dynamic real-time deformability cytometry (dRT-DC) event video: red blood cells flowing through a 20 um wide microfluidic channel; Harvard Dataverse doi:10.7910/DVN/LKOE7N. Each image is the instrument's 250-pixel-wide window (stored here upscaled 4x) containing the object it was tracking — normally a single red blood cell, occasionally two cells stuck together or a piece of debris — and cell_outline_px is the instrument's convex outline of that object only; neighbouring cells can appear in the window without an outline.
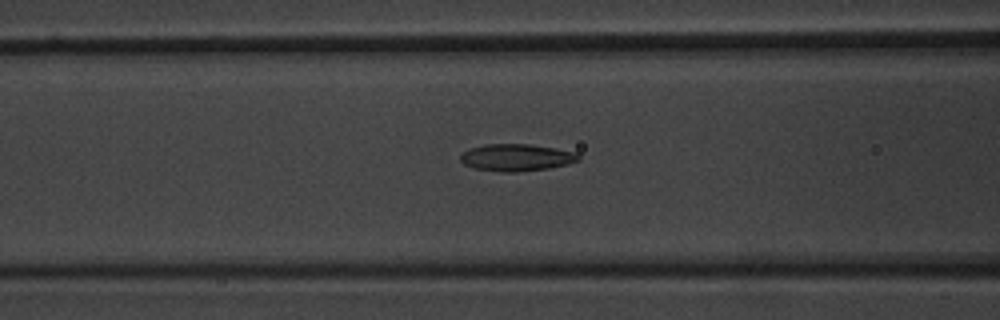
{"species": "common noctule bat (a hibernating species)", "species_latin": "Nyctalus noctula", "temperature_condition": "warm", "stored_images_in_passage": 37, "camera_frame_rate_fps": 3000, "um_per_image_px": 0.085, "animal": {"sex": "male", "body_mass_g": 20.1, "forearm_length_mm": 53.5}, "frame": {"image": 1, "passage_image": 6, "time_ms": 1.667, "image_size_px": [1000, 320], "cell_outline_px": [[580, 160], [568, 164], [548, 168], [516, 172], [504, 172], [472, 168], [464, 164], [460, 160], [460, 156], [468, 148], [484, 144], [532, 144], [556, 148], [576, 152], [580, 156]], "centroid_in_image_um": [43.9, 13.38], "position_along_channel_um": 122.7, "area_um2": 18.79}}
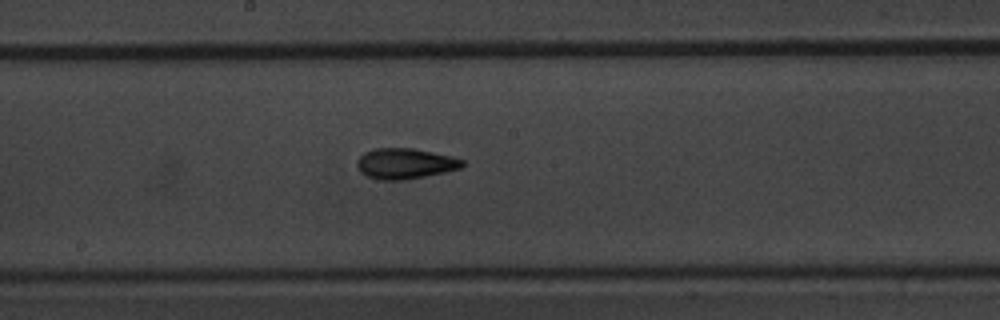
{"frame": {"image": 2, "passage_image": 13, "time_ms": 4.0, "image_size_px": [1000, 320], "cell_outline_px": [[464, 164], [460, 168], [444, 172], [404, 180], [376, 180], [360, 172], [356, 164], [356, 160], [364, 152], [372, 148], [412, 148], [452, 156], [464, 160]], "centroid_in_image_um": [34.39, 13.9], "position_along_channel_um": 213.8, "area_um2": 18.84}}
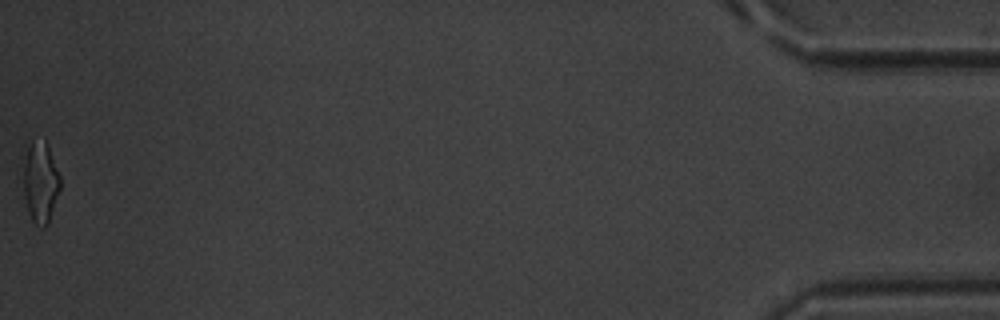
{"frame": {"image": 3, "passage_image": 37, "time_ms": 12.0, "image_size_px": [1000, 320], "cell_outline_px": [[60, 188], [48, 224], [44, 228], [40, 228], [32, 220], [28, 212], [24, 196], [24, 164], [28, 148], [32, 140], [44, 140], [48, 144], [60, 176]], "centroid_in_image_um": [3.45, 15.51], "position_along_channel_um": 431.7, "area_um2": 17.28}, "authors_computed_cell_mechanics": {"area_um2": 17.6868, "velocity_mm_per_s": 3.8945, "shape_relaxation_time_tau1_ms": 3.0332, "shape_relaxation_time_tau2_ms": 2.6555, "deformation_change_tau1": 0.1387, "deformation_change_tau2": 0.0903}}